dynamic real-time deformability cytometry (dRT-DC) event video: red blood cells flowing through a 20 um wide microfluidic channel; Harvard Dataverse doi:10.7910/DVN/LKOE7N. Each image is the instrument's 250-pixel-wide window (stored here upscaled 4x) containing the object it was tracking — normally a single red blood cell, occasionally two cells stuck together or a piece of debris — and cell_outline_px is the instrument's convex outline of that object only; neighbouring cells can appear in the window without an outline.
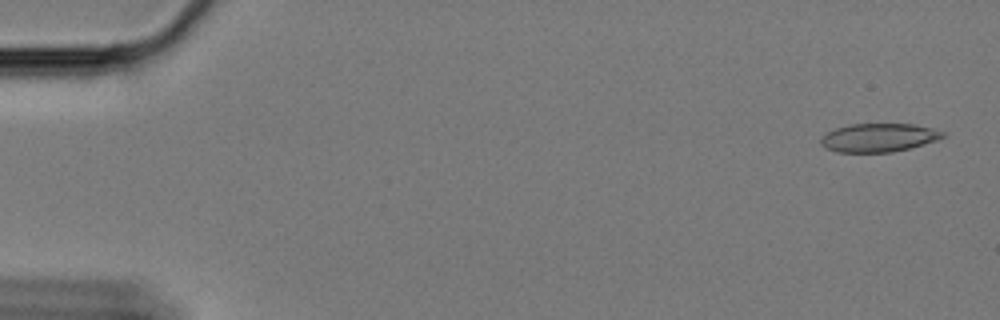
{"species": "Egyptian fruit bat (a non-hibernating species)", "species_latin": "Rousettus aegyptiacus", "temperature_condition": "cold", "stored_images_in_passage": 59, "camera_frame_rate_fps": 3000, "um_per_image_px": 0.085, "animal": {"sex": "female"}, "frame": {"image": 1, "passage_image": 2, "time_ms": 0.333, "image_size_px": [1000, 320], "cell_outline_px": [[948, 136], [924, 144], [892, 152], [836, 152], [824, 148], [820, 144], [820, 140], [828, 132], [836, 128], [852, 124], [912, 124], [932, 128], [944, 132]], "centroid_in_image_um": [74.69, 11.7], "position_along_channel_um": 10.3, "area_um2": 20.17}}
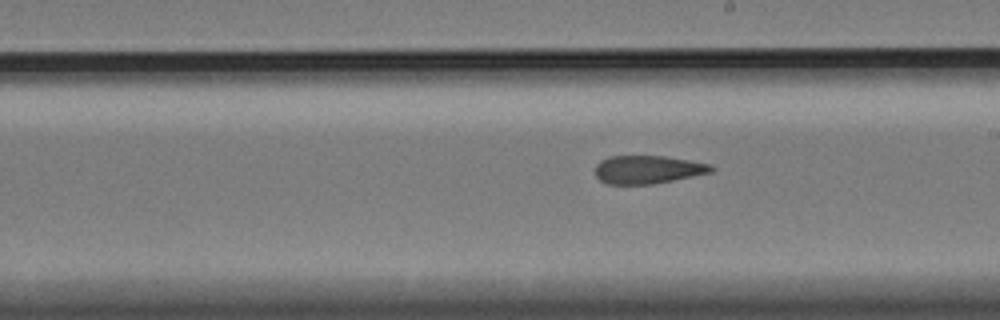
{"frame": {"image": 2, "passage_image": 34, "time_ms": 11.0, "image_size_px": [1000, 320], "cell_outline_px": [[716, 168], [712, 172], [652, 184], [608, 184], [600, 180], [596, 176], [596, 164], [600, 160], [608, 156], [668, 156], [712, 164]], "centroid_in_image_um": [55.08, 14.4], "position_along_channel_um": 233.9, "area_um2": 19.13}}
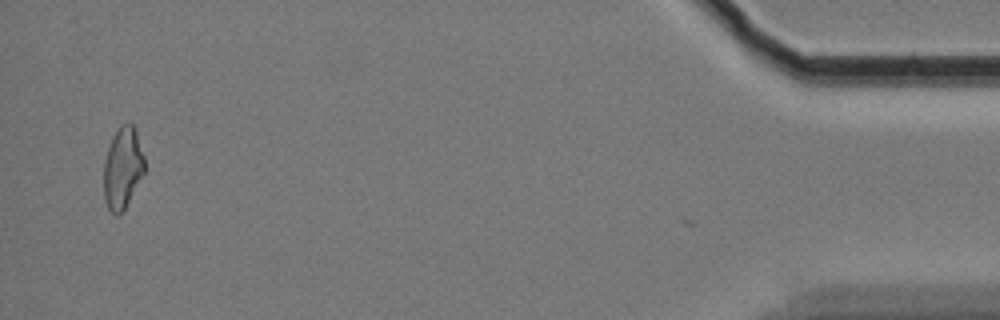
{"frame": {"image": 3, "passage_image": 58, "time_ms": 19.0, "image_size_px": [1000, 320], "cell_outline_px": [[144, 172], [124, 208], [120, 212], [112, 212], [108, 208], [104, 200], [104, 160], [108, 148], [120, 124], [132, 124], [136, 132], [144, 156]], "centroid_in_image_um": [10.41, 14.25], "position_along_channel_um": 424.8, "area_um2": 18.73}, "authors_computed_cell_mechanics": {"area_um2": 20.519, "velocity_mm_per_s": 3.3594, "shape_relaxation_time_tau1_ms": null, "shape_relaxation_time_tau2_ms": 4.6506, "deformation_change_tau1": null, "deformation_change_tau2": 0.1376}}